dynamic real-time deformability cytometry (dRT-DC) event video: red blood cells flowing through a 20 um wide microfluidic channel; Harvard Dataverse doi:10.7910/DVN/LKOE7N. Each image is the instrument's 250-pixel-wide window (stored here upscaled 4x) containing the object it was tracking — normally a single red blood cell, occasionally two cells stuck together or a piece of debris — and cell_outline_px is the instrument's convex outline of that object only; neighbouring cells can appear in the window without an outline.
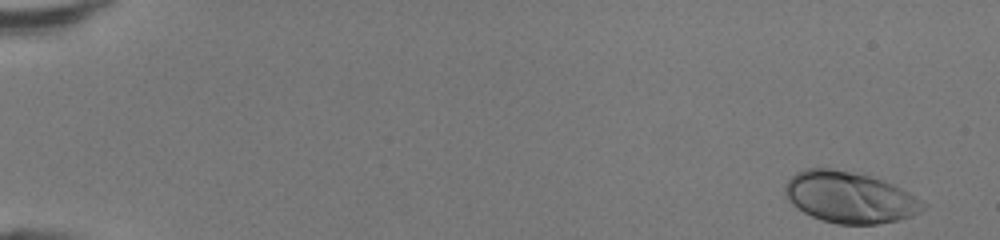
{"species": "human", "species_latin": "Homo sapiens", "temperature_condition": "room temperature", "stored_images_in_passage": 46, "camera_frame_rate_fps": 3000, "um_per_image_px": 0.085, "donor": {"sex": "female"}, "frame": {"image": 1, "passage_image": 1, "time_ms": 0.0, "image_size_px": [1000, 240], "cell_outline_px": [[928, 204], [920, 212], [912, 216], [896, 220], [876, 224], [836, 224], [812, 216], [804, 212], [792, 204], [788, 200], [784, 192], [784, 188], [788, 180], [796, 172], [808, 168], [832, 168], [868, 176], [892, 184], [908, 192]], "centroid_in_image_um": [72.21, 16.78], "position_along_channel_um": 12.8, "area_um2": 40.81}}
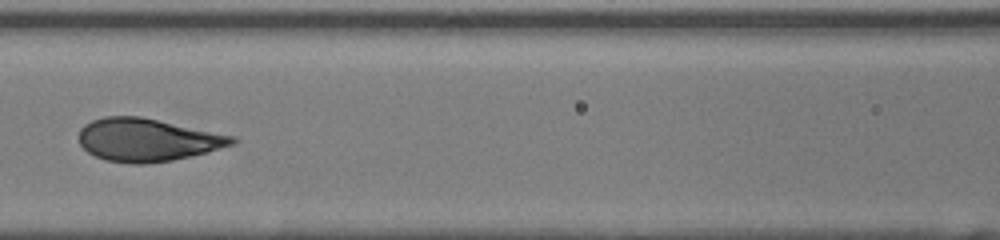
{"frame": {"image": 2, "passage_image": 22, "time_ms": 7.0, "image_size_px": [1000, 240], "cell_outline_px": [[236, 144], [172, 160], [144, 164], [132, 164], [108, 160], [96, 156], [88, 152], [80, 144], [80, 128], [84, 124], [92, 120], [104, 116], [140, 116], [236, 136]], "centroid_in_image_um": [12.52, 11.87], "position_along_channel_um": 154.1, "area_um2": 38.03}}
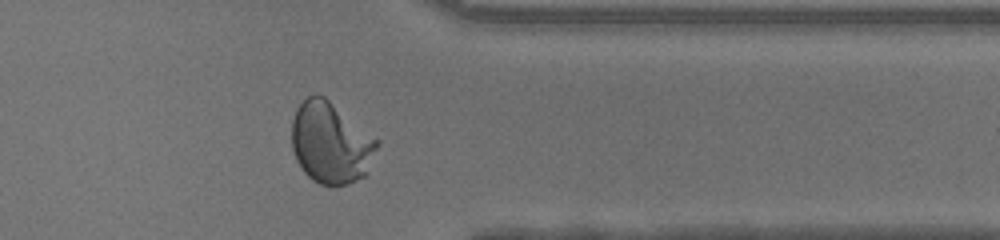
{"frame": {"image": 3, "passage_image": 38, "time_ms": 12.333, "image_size_px": [1000, 240], "cell_outline_px": [[380, 144], [368, 172], [364, 176], [348, 184], [320, 184], [312, 180], [304, 172], [296, 160], [292, 148], [292, 120], [296, 108], [308, 96], [316, 92], [324, 96], [380, 140]], "centroid_in_image_um": [28.13, 12.12], "position_along_channel_um": 383.3, "area_um2": 40.75}, "authors_computed_cell_mechanics": {"area_um2": 38.2636, "velocity_mm_per_s": 4.3734, "shape_relaxation_time_tau1_ms": 4.0327, "shape_relaxation_time_tau2_ms": null, "deformation_change_tau1": 0.2137, "deformation_change_tau2": null}}